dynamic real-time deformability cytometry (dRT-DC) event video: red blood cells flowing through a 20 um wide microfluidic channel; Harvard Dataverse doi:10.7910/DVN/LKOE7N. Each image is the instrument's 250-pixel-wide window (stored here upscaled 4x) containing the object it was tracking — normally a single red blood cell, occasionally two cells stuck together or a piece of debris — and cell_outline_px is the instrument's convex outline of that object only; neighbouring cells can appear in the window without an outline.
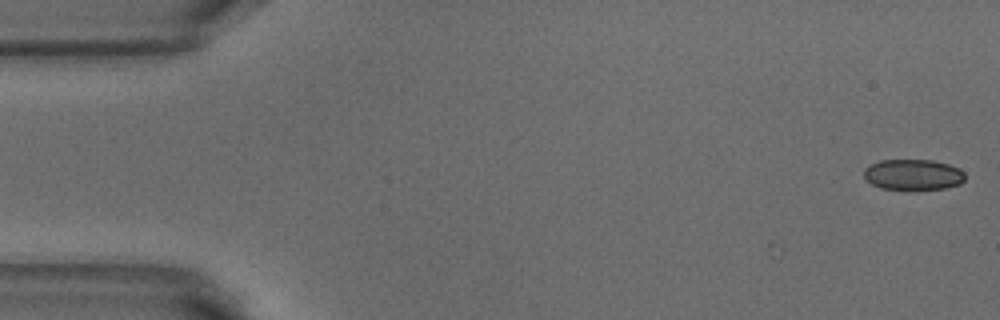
{"species": "common noctule bat (a hibernating species)", "species_latin": "Nyctalus noctula", "temperature_condition": "warm", "stored_images_in_passage": 5, "camera_frame_rate_fps": 3000, "um_per_image_px": 0.085, "animal": {"sex": "male", "body_mass_g": 18.8}, "frame": {"image": 1, "passage_image": 1, "time_ms": 0.0, "image_size_px": [1000, 320], "cell_outline_px": [[964, 180], [960, 184], [944, 188], [908, 192], [880, 188], [872, 184], [864, 176], [864, 168], [868, 164], [880, 160], [932, 160], [948, 164], [960, 168], [964, 172]], "centroid_in_image_um": [77.6, 14.87], "position_along_channel_um": 7.4, "area_um2": 18.79}}